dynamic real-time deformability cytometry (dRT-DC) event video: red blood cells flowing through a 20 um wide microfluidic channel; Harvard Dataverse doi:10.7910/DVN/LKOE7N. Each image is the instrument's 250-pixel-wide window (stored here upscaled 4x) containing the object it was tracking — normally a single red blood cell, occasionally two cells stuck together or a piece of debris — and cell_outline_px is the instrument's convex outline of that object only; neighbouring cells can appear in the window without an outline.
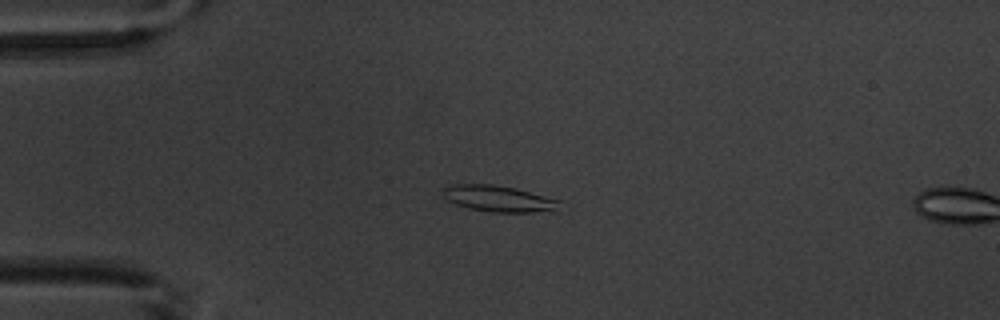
{"species": "common noctule bat (a hibernating species)", "species_latin": "Nyctalus noctula", "temperature_condition": "warm", "stored_images_in_passage": 4, "camera_frame_rate_fps": 3000, "um_per_image_px": 0.085, "animal": {"sex": "male", "body_mass_g": 20.1, "forearm_length_mm": 53.5}, "frame": {"image": 1, "passage_image": 3, "time_ms": 2.333, "image_size_px": [1000, 320], "cell_outline_px": [[560, 200], [552, 208], [532, 212], [492, 212], [468, 208], [456, 204], [448, 200], [440, 192], [444, 188], [452, 184], [492, 184], [516, 188]], "centroid_in_image_um": [42.24, 16.86], "position_along_channel_um": 42.8, "area_um2": 17.34}}